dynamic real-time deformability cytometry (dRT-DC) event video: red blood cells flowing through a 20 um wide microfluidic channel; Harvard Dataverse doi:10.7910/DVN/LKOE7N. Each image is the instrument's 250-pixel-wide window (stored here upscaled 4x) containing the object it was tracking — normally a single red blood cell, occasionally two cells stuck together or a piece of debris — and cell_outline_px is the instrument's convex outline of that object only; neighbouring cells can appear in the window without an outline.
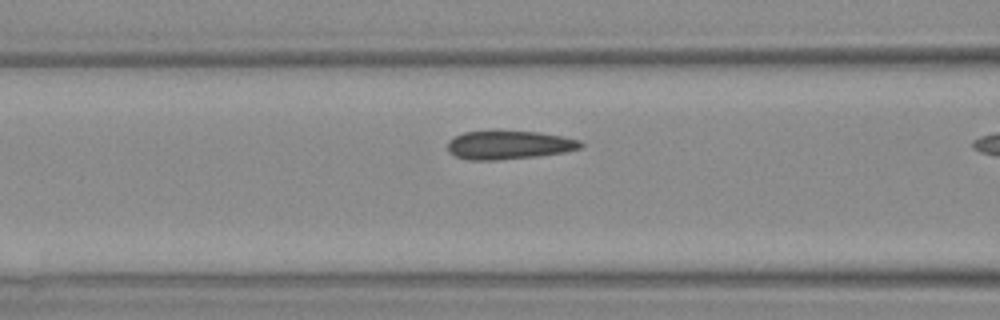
{"species": "Egyptian fruit bat (a non-hibernating species)", "species_latin": "Rousettus aegyptiacus", "temperature_condition": "warm", "stored_images_in_passage": 6, "camera_frame_rate_fps": 3000, "um_per_image_px": 0.085, "animal": {"sex": "female"}, "frame": {"image": 1, "passage_image": 5, "time_ms": 4.667, "image_size_px": [1000, 320], "cell_outline_px": [[584, 144], [580, 148], [560, 152], [536, 156], [496, 160], [468, 160], [452, 156], [448, 152], [448, 140], [464, 132], [540, 132], [580, 140]], "centroid_in_image_um": [43.2, 12.34], "position_along_channel_um": 123.4, "area_um2": 21.73}}